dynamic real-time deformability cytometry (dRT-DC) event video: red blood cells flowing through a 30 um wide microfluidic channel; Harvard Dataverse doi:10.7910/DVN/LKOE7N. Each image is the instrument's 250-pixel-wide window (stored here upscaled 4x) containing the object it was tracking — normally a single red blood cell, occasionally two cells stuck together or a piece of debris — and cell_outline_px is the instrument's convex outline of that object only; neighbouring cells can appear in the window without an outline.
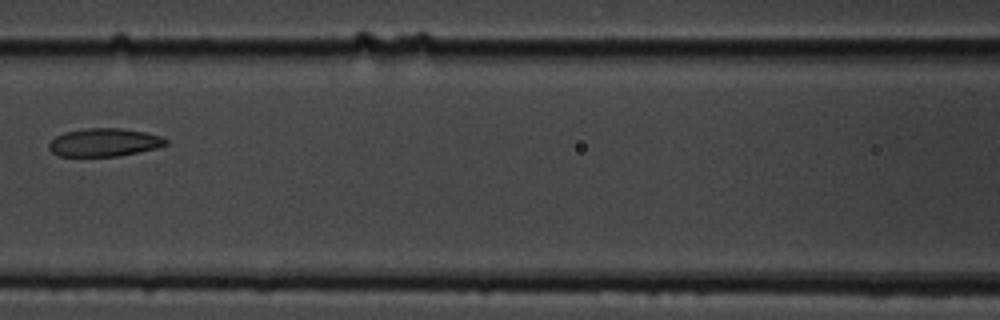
{"species": "common noctule bat (a hibernating species)", "species_latin": "Nyctalus noctula", "temperature_condition": "cold", "stored_images_in_passage": 11, "camera_frame_rate_fps": 3000, "um_per_image_px": 0.085, "animal": {"sex": "male", "body_mass_g": 19.5, "forearm_length_mm": 54.6}, "frame": {"image": 1, "passage_image": 5, "time_ms": 5.667, "image_size_px": [1000, 320], "cell_outline_px": [[168, 144], [156, 148], [120, 156], [60, 156], [52, 152], [48, 148], [48, 144], [56, 136], [64, 132], [84, 128], [120, 128], [144, 132], [160, 136], [168, 140]], "centroid_in_image_um": [8.85, 12.1], "position_along_channel_um": 157.8, "area_um2": 19.13}}
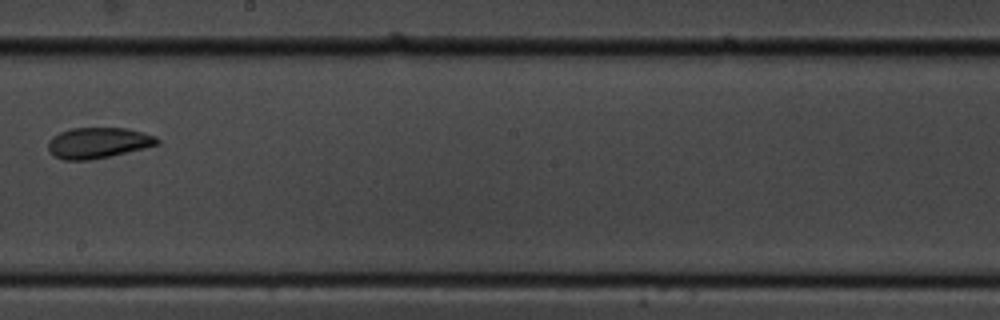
{"frame": {"image": 2, "passage_image": 7, "time_ms": 8.0, "image_size_px": [1000, 320], "cell_outline_px": [[160, 144], [144, 148], [108, 156], [88, 160], [64, 160], [48, 152], [48, 144], [52, 136], [60, 132], [72, 128], [128, 128], [144, 132], [156, 136], [160, 140]], "centroid_in_image_um": [8.35, 12.13], "position_along_channel_um": 239.8, "area_um2": 19.54}}
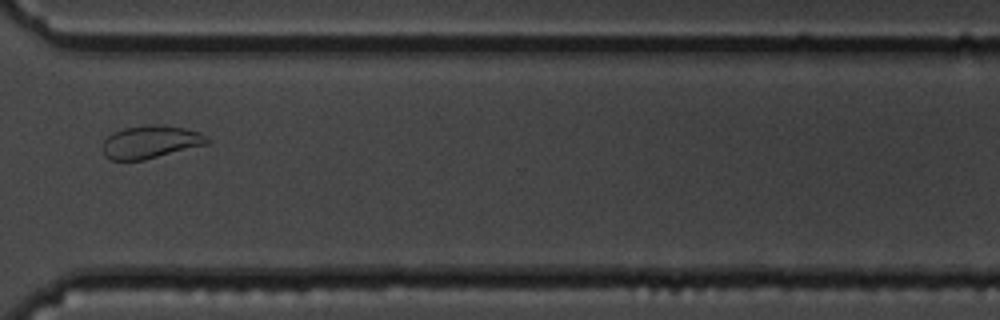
{"frame": {"image": 3, "passage_image": 10, "time_ms": 11.333, "image_size_px": [1000, 320], "cell_outline_px": [[212, 140], [208, 144], [144, 160], [108, 160], [104, 156], [104, 140], [112, 132], [124, 128], [152, 124], [156, 124], [184, 128], [200, 132], [208, 136]], "centroid_in_image_um": [12.83, 12.07], "position_along_channel_um": 357.8, "area_um2": 20.11}, "authors_computed_cell_mechanics": {"area_um2": 19.1318, "velocity_mm_per_s": 3.5188, "shape_relaxation_time_tau1_ms": 9.2462, "shape_relaxation_time_tau2_ms": 4.9609, "deformation_change_tau1": 0.1653, "deformation_change_tau2": 0.096}}